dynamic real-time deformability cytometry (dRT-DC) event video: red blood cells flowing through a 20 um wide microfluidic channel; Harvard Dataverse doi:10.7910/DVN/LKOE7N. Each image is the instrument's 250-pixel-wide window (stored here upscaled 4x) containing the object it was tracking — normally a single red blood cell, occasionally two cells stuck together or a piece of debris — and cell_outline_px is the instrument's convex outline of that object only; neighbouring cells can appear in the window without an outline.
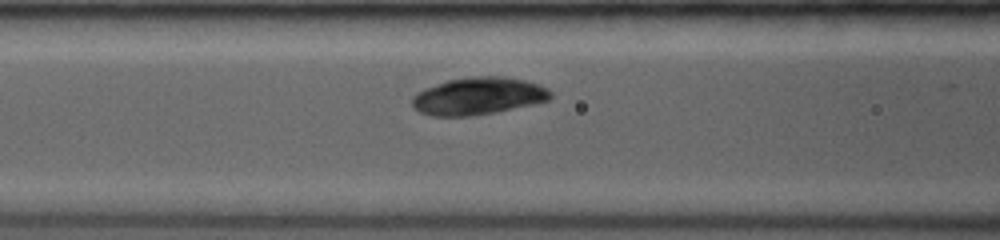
{"species": "common noctule bat (a hibernating species)", "species_latin": "Nyctalus noctula", "temperature_condition": "room temperature", "stored_images_in_passage": 13, "camera_frame_rate_fps": 3500, "um_per_image_px": 0.085, "animal": {"sex": "female", "body_mass_g": 19.0, "forearm_length_mm": 53.3}, "frame": {"image": 1, "passage_image": 4, "time_ms": 1.429, "image_size_px": [1000, 240], "cell_outline_px": [[552, 96], [548, 100], [532, 104], [496, 112], [472, 116], [432, 116], [420, 112], [412, 108], [412, 96], [416, 92], [424, 88], [448, 80], [472, 76], [504, 76], [524, 80], [548, 88], [552, 92]], "centroid_in_image_um": [40.62, 8.17], "position_along_channel_um": 126.0, "area_um2": 30.23}}
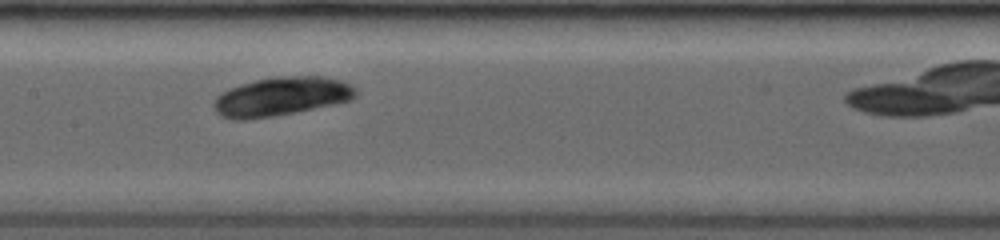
{"frame": {"image": 2, "passage_image": 8, "time_ms": 2.857, "image_size_px": [1000, 240], "cell_outline_px": [[356, 96], [352, 100], [296, 112], [272, 116], [244, 120], [232, 120], [220, 116], [216, 112], [212, 104], [212, 100], [220, 92], [228, 88], [240, 84], [272, 76], [324, 76], [340, 80], [356, 88]], "centroid_in_image_um": [23.85, 8.2], "position_along_channel_um": 183.5, "area_um2": 32.43}}